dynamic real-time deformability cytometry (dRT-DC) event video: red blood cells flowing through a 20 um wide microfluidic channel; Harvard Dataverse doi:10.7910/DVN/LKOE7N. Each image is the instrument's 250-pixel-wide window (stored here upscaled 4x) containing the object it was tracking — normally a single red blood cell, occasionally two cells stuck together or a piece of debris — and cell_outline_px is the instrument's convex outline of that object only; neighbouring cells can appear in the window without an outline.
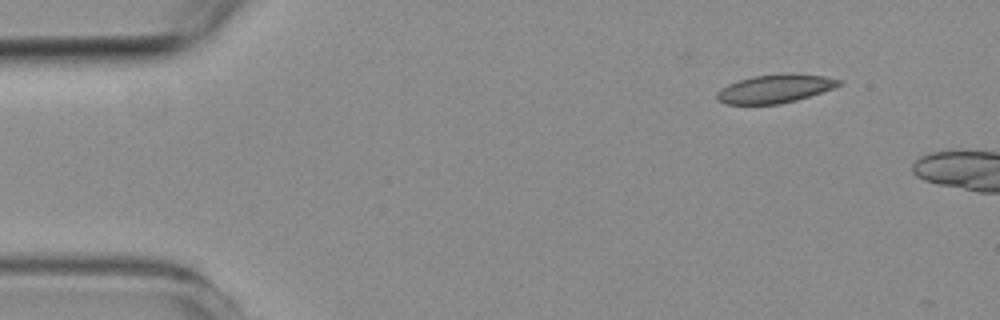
{"species": "common noctule bat (a hibernating species)", "species_latin": "Nyctalus noctula", "temperature_condition": "room temperature", "stored_images_in_passage": 2, "camera_frame_rate_fps": 3000, "um_per_image_px": 0.085, "animal": {"sex": "female", "body_mass_g": 19.3, "forearm_length_mm": 54.1}, "frame": {"image": 1, "passage_image": 1, "time_ms": 0.0, "image_size_px": [1000, 320], "cell_outline_px": [[844, 84], [836, 88], [796, 100], [780, 104], [724, 104], [716, 100], [716, 92], [720, 88], [736, 80], [752, 76], [780, 72], [792, 72], [824, 76], [844, 80]], "centroid_in_image_um": [65.9, 7.51], "position_along_channel_um": 19.1, "area_um2": 20.98}}